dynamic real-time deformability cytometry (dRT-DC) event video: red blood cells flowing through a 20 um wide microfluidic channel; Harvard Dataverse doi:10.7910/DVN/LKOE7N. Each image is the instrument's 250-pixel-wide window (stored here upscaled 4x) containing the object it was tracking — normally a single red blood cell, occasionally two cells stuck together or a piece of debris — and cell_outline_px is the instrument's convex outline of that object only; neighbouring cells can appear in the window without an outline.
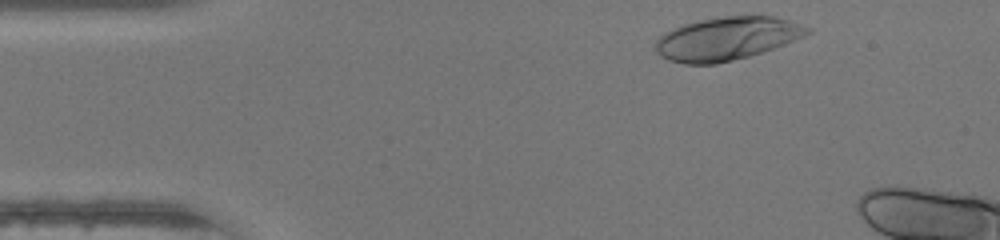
{"species": "human", "species_latin": "Homo sapiens", "temperature_condition": "warm", "stored_images_in_passage": 8, "camera_frame_rate_fps": 3000, "um_per_image_px": 0.085, "donor": {"sex": "female"}, "frame": {"image": 1, "passage_image": 1, "time_ms": 0.0, "image_size_px": [1000, 240], "cell_outline_px": [[812, 32], [804, 36], [784, 44], [748, 56], [716, 64], [684, 64], [668, 60], [660, 56], [656, 52], [656, 40], [664, 32], [684, 24], [700, 20], [724, 16], [772, 16], [788, 20], [812, 28]], "centroid_in_image_um": [61.76, 3.28], "position_along_channel_um": 23.2, "area_um2": 37.92}}